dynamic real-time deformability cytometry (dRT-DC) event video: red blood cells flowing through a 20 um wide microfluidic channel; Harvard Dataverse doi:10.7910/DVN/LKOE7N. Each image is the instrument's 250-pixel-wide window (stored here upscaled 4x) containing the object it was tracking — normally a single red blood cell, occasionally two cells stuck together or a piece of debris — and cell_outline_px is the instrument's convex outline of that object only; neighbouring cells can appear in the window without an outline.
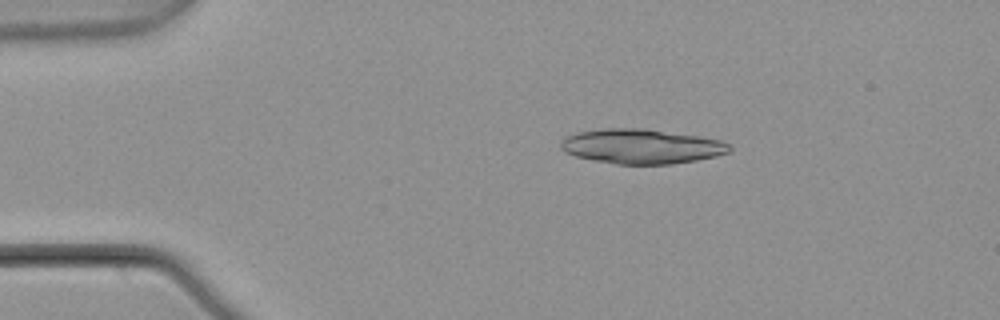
{"species": "common noctule bat (a hibernating species)", "species_latin": "Nyctalus noctula", "temperature_condition": "warm", "stored_images_in_passage": 6, "camera_frame_rate_fps": 3000, "um_per_image_px": 0.085, "animal": {"sex": "male", "body_mass_g": 21.5, "forearm_length_mm": 52.0}, "frame": {"image": 1, "passage_image": 2, "time_ms": 0.333, "image_size_px": [1000, 320], "cell_outline_px": [[732, 148], [728, 152], [716, 156], [696, 160], [672, 164], [616, 164], [592, 160], [576, 156], [564, 152], [560, 148], [560, 140], [564, 136], [580, 132], [604, 128], [644, 128], [696, 136], [720, 140], [732, 144]], "centroid_in_image_um": [54.49, 12.44], "position_along_channel_um": 30.5, "area_um2": 34.16}}
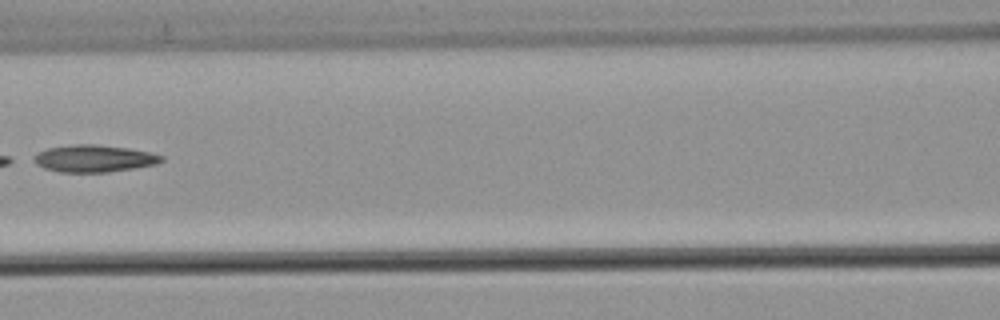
{"frame": {"image": 2, "passage_image": 6, "time_ms": 1.667, "image_size_px": [1000, 320], "cell_outline_px": [[164, 160], [156, 164], [108, 172], [60, 172], [44, 168], [36, 164], [36, 152], [48, 148], [76, 144], [96, 144], [128, 148], [152, 152], [164, 156]], "centroid_in_image_um": [8.03, 13.46], "position_along_channel_um": 158.6, "area_um2": 20.06}}